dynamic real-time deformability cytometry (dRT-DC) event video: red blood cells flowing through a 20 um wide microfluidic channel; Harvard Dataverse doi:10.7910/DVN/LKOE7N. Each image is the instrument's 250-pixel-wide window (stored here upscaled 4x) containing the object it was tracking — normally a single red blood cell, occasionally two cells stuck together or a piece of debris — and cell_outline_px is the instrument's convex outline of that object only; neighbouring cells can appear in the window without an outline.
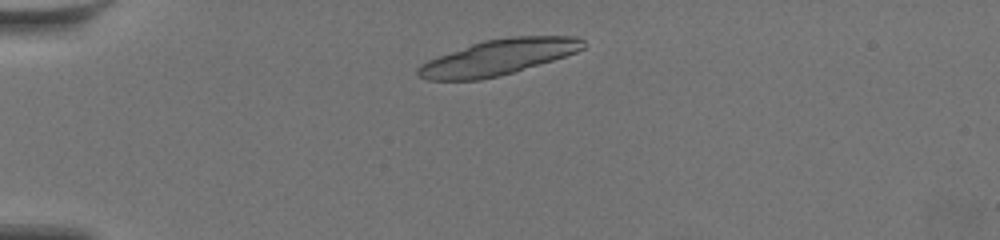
{"species": "common noctule bat (a hibernating species)", "species_latin": "Nyctalus noctula", "temperature_condition": "warm", "stored_images_in_passage": 14, "camera_frame_rate_fps": 3000, "um_per_image_px": 0.085, "animal": {"sex": "female", "body_mass_g": 19.5, "forearm_length_mm": 54.1}, "frame": {"image": 1, "passage_image": 1, "time_ms": 0.0, "image_size_px": [1000, 240], "cell_outline_px": [[588, 44], [584, 48], [576, 52], [552, 60], [512, 72], [480, 80], [428, 80], [420, 76], [416, 72], [416, 68], [420, 64], [428, 60], [472, 44], [484, 40], [508, 36], [576, 36], [584, 40]], "centroid_in_image_um": [42.37, 4.85], "position_along_channel_um": 42.6, "area_um2": 33.93}}